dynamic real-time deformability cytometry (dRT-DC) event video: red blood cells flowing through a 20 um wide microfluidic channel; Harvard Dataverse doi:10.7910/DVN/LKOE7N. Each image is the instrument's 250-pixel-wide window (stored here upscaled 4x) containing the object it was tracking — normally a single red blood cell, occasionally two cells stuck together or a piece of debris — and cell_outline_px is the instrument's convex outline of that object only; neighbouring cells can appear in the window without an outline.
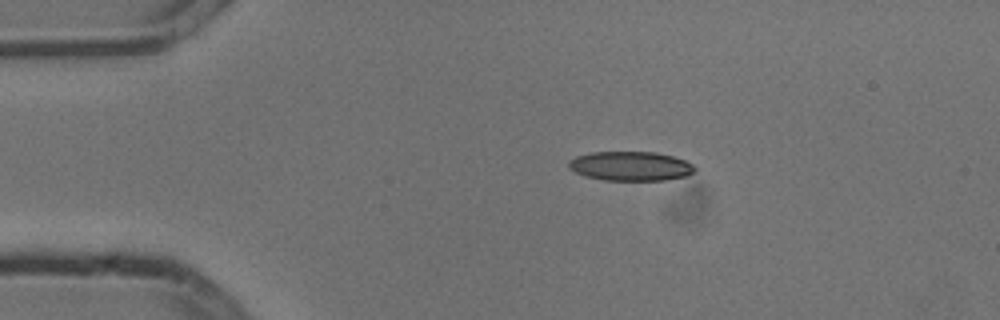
{"species": "common noctule bat (a hibernating species)", "species_latin": "Nyctalus noctula", "temperature_condition": "cold", "stored_images_in_passage": 44, "camera_frame_rate_fps": 3000, "um_per_image_px": 0.085, "animal": {"sex": "male", "body_mass_g": 13.3}, "frame": {"image": 1, "passage_image": 1, "time_ms": 0.0, "image_size_px": [1000, 320], "cell_outline_px": [[696, 168], [692, 172], [684, 176], [664, 180], [604, 180], [584, 176], [568, 168], [568, 160], [576, 156], [592, 152], [656, 152], [672, 156], [684, 160], [692, 164]], "centroid_in_image_um": [53.55, 14.11], "position_along_channel_um": 31.5, "area_um2": 21.44}}
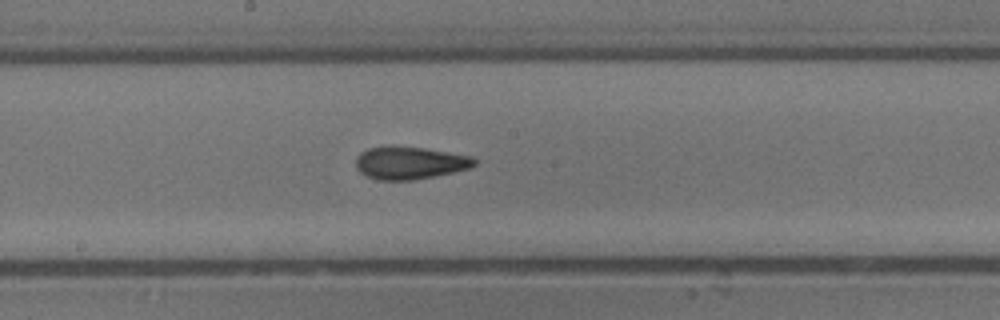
{"frame": {"image": 2, "passage_image": 19, "time_ms": 6.0, "image_size_px": [1000, 320], "cell_outline_px": [[476, 164], [468, 168], [452, 172], [412, 180], [380, 180], [368, 176], [360, 172], [356, 168], [356, 156], [360, 152], [368, 148], [392, 144], [424, 148], [472, 156], [476, 160]], "centroid_in_image_um": [34.78, 13.81], "position_along_channel_um": 213.4, "area_um2": 22.66}}
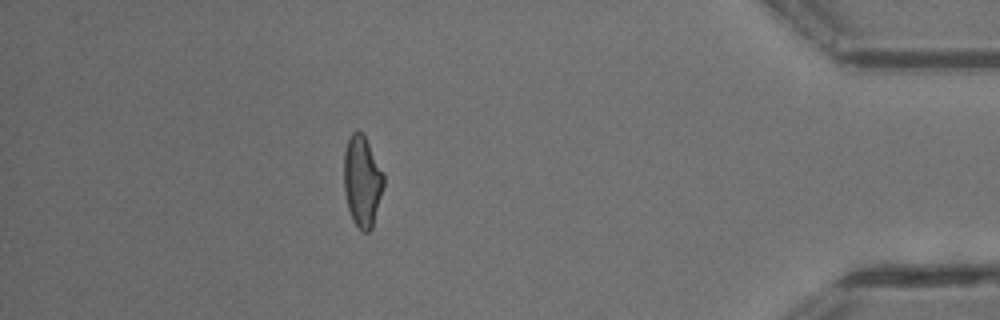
{"frame": {"image": 3, "passage_image": 38, "time_ms": 12.333, "image_size_px": [1000, 320], "cell_outline_px": [[384, 184], [372, 228], [368, 232], [364, 232], [352, 220], [348, 208], [344, 188], [344, 152], [348, 136], [356, 128], [364, 136], [384, 176]], "centroid_in_image_um": [30.76, 15.39], "position_along_channel_um": 404.4, "area_um2": 20.75}, "authors_computed_cell_mechanics": {"area_um2": 21.7906, "velocity_mm_per_s": 3.8107, "shape_relaxation_time_tau1_ms": 5.4144, "shape_relaxation_time_tau2_ms": 2.6037, "deformation_change_tau1": 0.1409, "deformation_change_tau2": 0.1112}}